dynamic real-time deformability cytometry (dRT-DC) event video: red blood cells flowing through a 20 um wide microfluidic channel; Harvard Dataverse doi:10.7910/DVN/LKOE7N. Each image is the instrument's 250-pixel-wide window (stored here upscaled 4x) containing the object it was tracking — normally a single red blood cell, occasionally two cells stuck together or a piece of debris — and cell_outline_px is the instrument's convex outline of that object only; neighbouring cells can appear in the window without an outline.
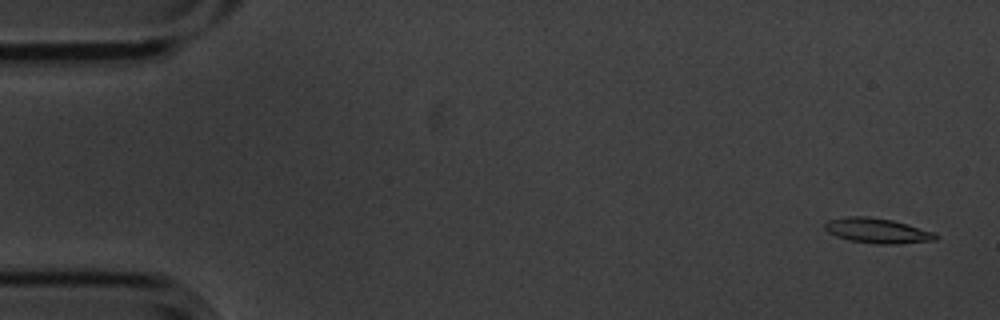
{"species": "common noctule bat (a hibernating species)", "species_latin": "Nyctalus noctula", "temperature_condition": "cold", "stored_images_in_passage": 4, "camera_frame_rate_fps": 3000, "um_per_image_px": 0.085, "animal": {"sex": "male", "body_mass_g": 20.1, "forearm_length_mm": 53.5}, "frame": {"image": 1, "passage_image": 1, "time_ms": 0.0, "image_size_px": [1000, 320], "cell_outline_px": [[940, 236], [936, 240], [896, 244], [876, 244], [848, 240], [836, 236], [828, 232], [824, 228], [824, 224], [828, 220], [848, 216], [868, 216], [892, 220], [908, 224], [936, 232]], "centroid_in_image_um": [74.6, 19.61], "position_along_channel_um": 10.4, "area_um2": 16.36}}
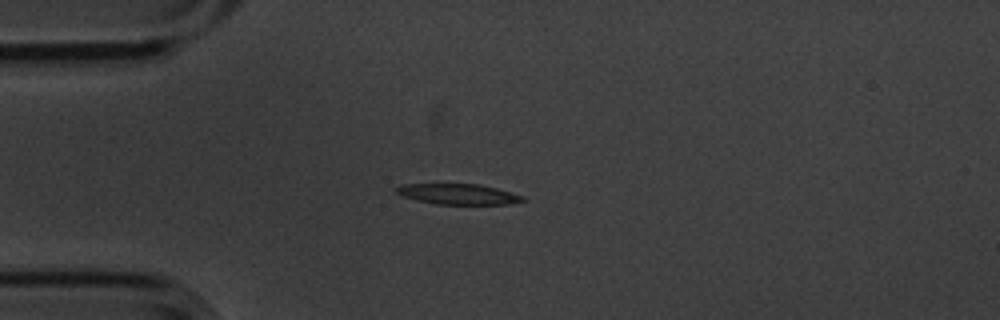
{"frame": {"image": 2, "passage_image": 4, "time_ms": 1.0, "image_size_px": [1000, 320], "cell_outline_px": [[528, 200], [508, 204], [436, 204], [416, 200], [400, 196], [396, 192], [396, 188], [400, 184], [480, 184], [496, 188], [524, 196]], "centroid_in_image_um": [38.94, 16.5], "position_along_channel_um": 46.1, "area_um2": 15.2}}